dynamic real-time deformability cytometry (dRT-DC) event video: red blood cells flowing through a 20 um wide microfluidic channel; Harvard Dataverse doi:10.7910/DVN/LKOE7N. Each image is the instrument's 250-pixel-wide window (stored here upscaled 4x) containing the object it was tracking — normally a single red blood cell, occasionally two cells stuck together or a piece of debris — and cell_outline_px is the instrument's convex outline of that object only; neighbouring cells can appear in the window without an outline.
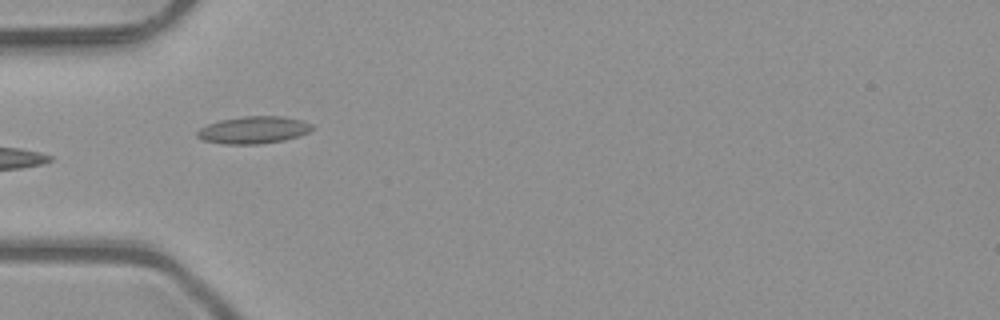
{"species": "common noctule bat (a hibernating species)", "species_latin": "Nyctalus noctula", "temperature_condition": "room temperature", "stored_images_in_passage": 6, "camera_frame_rate_fps": 3000, "um_per_image_px": 0.085, "animal": {"sex": "male", "body_mass_g": 23.1, "forearm_length_mm": 52.7}, "frame": {"image": 1, "passage_image": 6, "time_ms": 1.667, "image_size_px": [1000, 320], "cell_outline_px": [[312, 128], [308, 132], [284, 140], [256, 144], [224, 144], [204, 140], [196, 136], [196, 132], [200, 128], [208, 124], [220, 120], [244, 116], [284, 116], [304, 120], [312, 124]], "centroid_in_image_um": [21.54, 11.03], "position_along_channel_um": 63.5, "area_um2": 18.15}}